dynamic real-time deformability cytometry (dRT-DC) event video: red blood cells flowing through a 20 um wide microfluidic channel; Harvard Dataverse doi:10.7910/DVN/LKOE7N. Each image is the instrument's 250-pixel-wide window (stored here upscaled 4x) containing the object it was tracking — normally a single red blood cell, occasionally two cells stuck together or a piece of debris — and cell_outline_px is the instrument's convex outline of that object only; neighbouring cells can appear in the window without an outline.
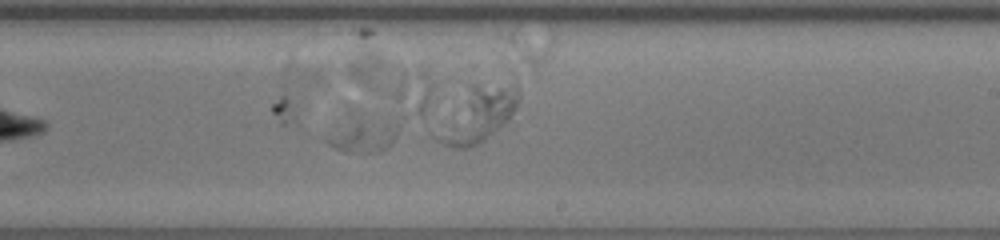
{"species": "human", "species_latin": "Homo sapiens", "temperature_condition": "room temperature", "stored_images_in_passage": 39, "segment_of_instrument_passage": [1, 2], "camera_frame_rate_fps": 3000, "um_per_image_px": 0.085, "donor": {"sex": "female"}, "frame": {"image": 1, "passage_image": 20, "time_ms": 6.333, "image_size_px": [1000, 240], "cell_outline_px": [[400, 124], [396, 136], [392, 144], [388, 148], [380, 152], [344, 152], [332, 148], [324, 140], [336, 124], [352, 108], [400, 120]], "centroid_in_image_um": [30.87, 11.26], "position_along_channel_um": 258.1, "area_um2": 17.17}}